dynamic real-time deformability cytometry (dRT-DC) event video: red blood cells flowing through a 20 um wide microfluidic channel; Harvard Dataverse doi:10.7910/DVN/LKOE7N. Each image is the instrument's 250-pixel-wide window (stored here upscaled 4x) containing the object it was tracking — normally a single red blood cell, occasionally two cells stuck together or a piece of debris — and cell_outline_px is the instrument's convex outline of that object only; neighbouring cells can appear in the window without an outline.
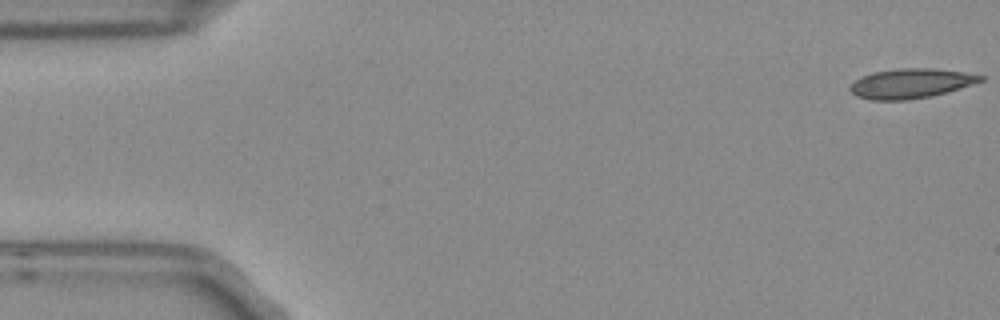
{"species": "Egyptian fruit bat (a non-hibernating species)", "species_latin": "Rousettus aegyptiacus", "temperature_condition": "room temperature", "stored_images_in_passage": 5, "camera_frame_rate_fps": 3000, "um_per_image_px": 0.085, "frame": {"image": 1, "passage_image": 1, "time_ms": 0.0, "image_size_px": [1000, 320], "cell_outline_px": [[984, 80], [972, 84], [932, 96], [904, 100], [872, 100], [856, 96], [848, 88], [856, 80], [872, 72], [900, 68], [932, 68], [960, 72], [984, 76]], "centroid_in_image_um": [77.39, 7.09], "position_along_channel_um": 7.6, "area_um2": 22.2}}
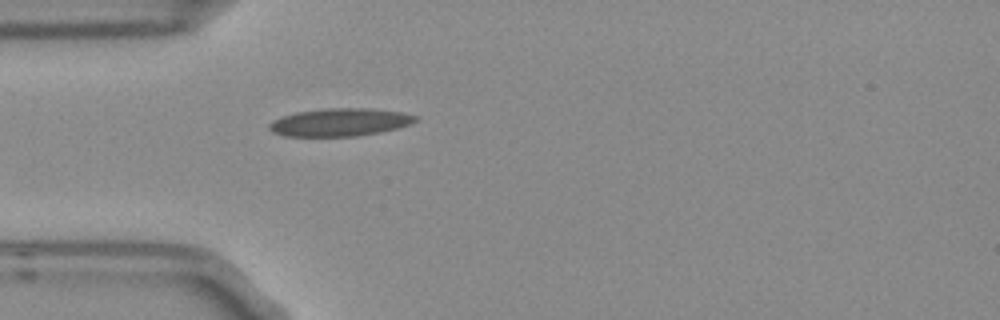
{"frame": {"image": 2, "passage_image": 5, "time_ms": 1.333, "image_size_px": [1000, 320], "cell_outline_px": [[416, 120], [412, 124], [380, 132], [356, 136], [284, 136], [272, 132], [268, 128], [268, 124], [272, 120], [280, 116], [296, 112], [328, 108], [368, 108], [400, 112], [416, 116]], "centroid_in_image_um": [28.83, 10.39], "position_along_channel_um": 56.2, "area_um2": 23.7}}